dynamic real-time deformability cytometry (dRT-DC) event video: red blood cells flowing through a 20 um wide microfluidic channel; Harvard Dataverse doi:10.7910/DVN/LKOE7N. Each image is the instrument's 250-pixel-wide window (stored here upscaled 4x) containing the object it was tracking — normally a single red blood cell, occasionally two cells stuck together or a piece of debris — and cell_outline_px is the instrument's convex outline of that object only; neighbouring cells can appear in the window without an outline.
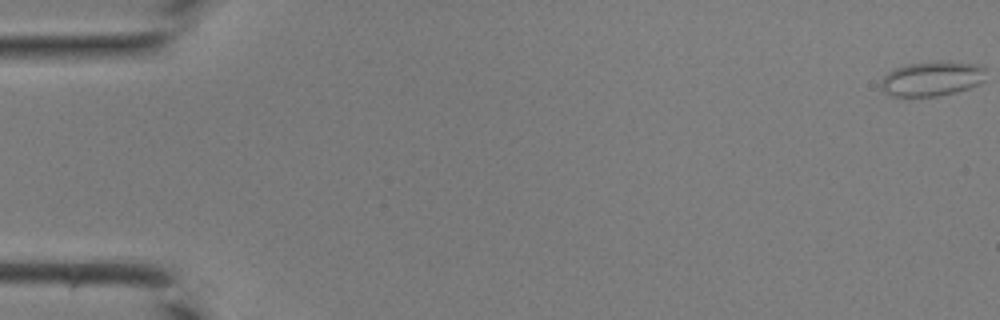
{"species": "common noctule bat (a hibernating species)", "species_latin": "Nyctalus noctula", "temperature_condition": "room temperature", "stored_images_in_passage": 45, "camera_frame_rate_fps": 3000, "um_per_image_px": 0.085, "animal": {"sex": "male", "body_mass_g": 19.0, "forearm_length_mm": 50.8}, "frame": {"image": 1, "passage_image": 1, "time_ms": 0.0, "image_size_px": [1000, 320], "cell_outline_px": [[984, 80], [968, 88], [956, 92], [940, 96], [888, 96], [884, 92], [880, 84], [884, 76], [888, 72], [896, 68], [908, 64], [940, 60], [972, 64], [984, 68]], "centroid_in_image_um": [79.17, 6.69], "position_along_channel_um": 5.8, "area_um2": 21.1}}
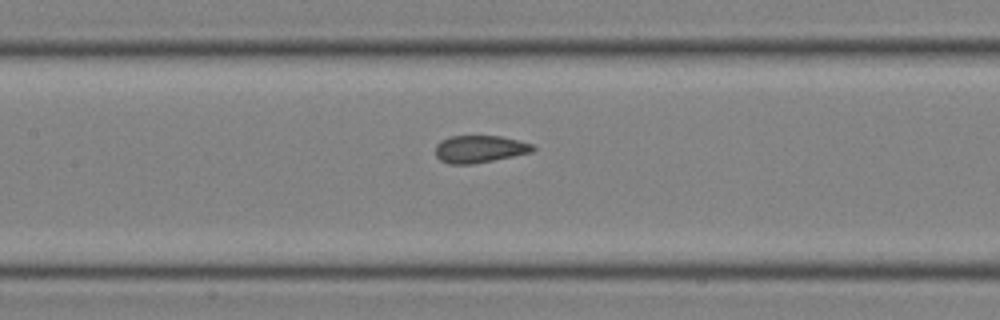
{"frame": {"image": 2, "passage_image": 22, "time_ms": 7.0, "image_size_px": [1000, 320], "cell_outline_px": [[536, 148], [532, 152], [472, 164], [448, 164], [440, 160], [436, 156], [436, 144], [440, 140], [448, 136], [500, 136], [520, 140], [532, 144]], "centroid_in_image_um": [40.75, 12.66], "position_along_channel_um": 166.7, "area_um2": 15.55}}
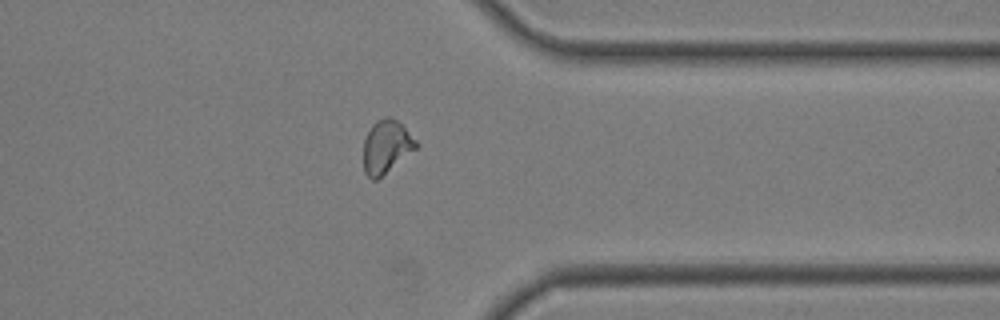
{"frame": {"image": 3, "passage_image": 36, "time_ms": 11.667, "image_size_px": [1000, 320], "cell_outline_px": [[420, 144], [416, 148], [376, 180], [372, 180], [364, 172], [364, 140], [372, 124], [376, 120], [384, 116], [388, 116], [396, 120]], "centroid_in_image_um": [32.82, 12.45], "position_along_channel_um": 378.6, "area_um2": 15.95}}